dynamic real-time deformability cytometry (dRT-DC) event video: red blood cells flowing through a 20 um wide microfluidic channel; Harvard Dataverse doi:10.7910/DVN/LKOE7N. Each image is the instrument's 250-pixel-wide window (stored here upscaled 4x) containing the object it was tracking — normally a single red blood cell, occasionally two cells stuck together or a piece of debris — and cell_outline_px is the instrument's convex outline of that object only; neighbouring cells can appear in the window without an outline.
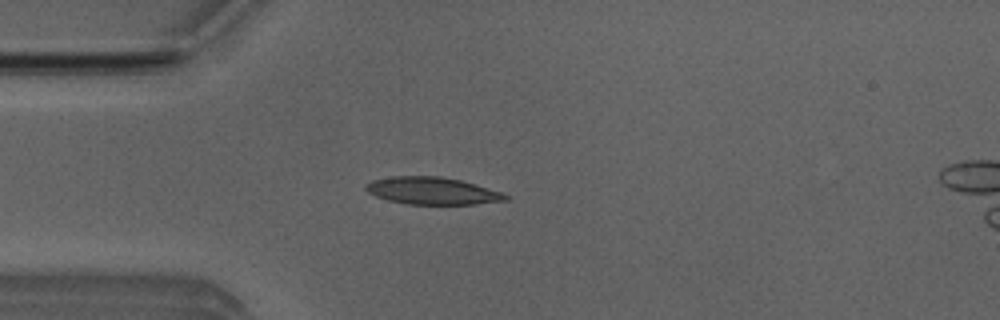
{"species": "Egyptian fruit bat (a non-hibernating species)", "species_latin": "Rousettus aegyptiacus", "temperature_condition": "room temperature", "stored_images_in_passage": 30, "camera_frame_rate_fps": 3000, "um_per_image_px": 0.085, "animal": {"sex": "male"}, "frame": {"image": 1, "passage_image": 3, "time_ms": 0.667, "image_size_px": [1000, 320], "cell_outline_px": [[508, 200], [476, 204], [408, 204], [388, 200], [376, 196], [368, 192], [364, 188], [364, 184], [372, 180], [392, 176], [440, 176], [460, 180], [504, 192], [508, 196]], "centroid_in_image_um": [36.74, 16.22], "position_along_channel_um": 48.3, "area_um2": 22.25}}
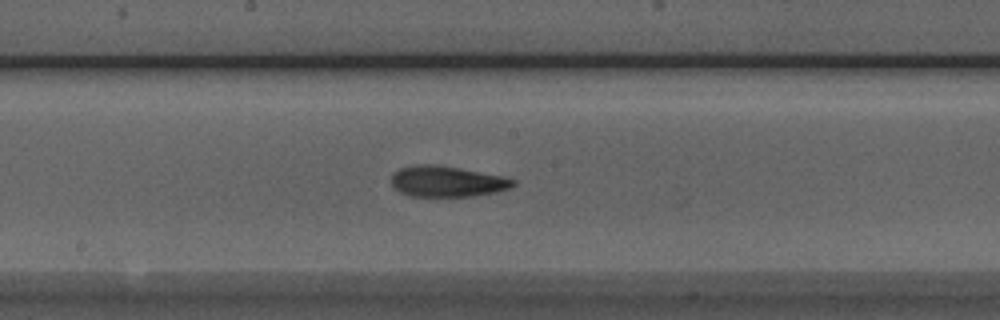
{"frame": {"image": 2, "passage_image": 16, "time_ms": 5.0, "image_size_px": [1000, 320], "cell_outline_px": [[516, 184], [508, 188], [496, 192], [472, 196], [408, 196], [400, 192], [392, 184], [392, 172], [400, 168], [420, 164], [432, 164], [460, 168], [500, 176], [516, 180]], "centroid_in_image_um": [37.97, 15.42], "position_along_channel_um": 210.2, "area_um2": 21.68}}
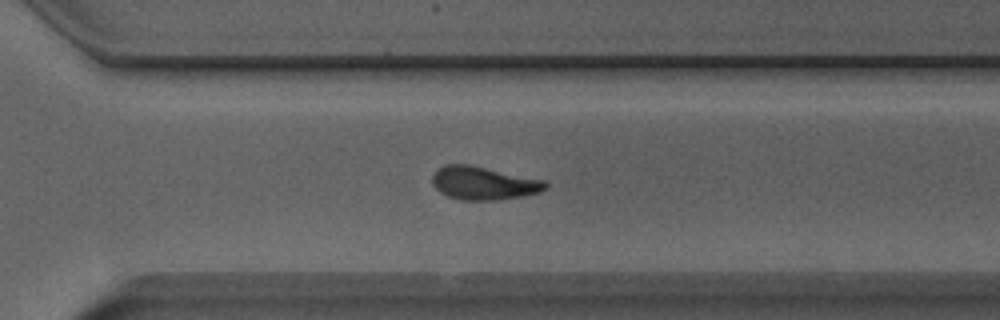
{"frame": {"image": 3, "passage_image": 25, "time_ms": 8.0, "image_size_px": [1000, 320], "cell_outline_px": [[548, 188], [540, 192], [520, 196], [496, 200], [460, 200], [448, 196], [440, 192], [432, 184], [432, 176], [440, 168], [448, 164], [468, 164], [544, 180], [548, 184]], "centroid_in_image_um": [41.11, 15.57], "position_along_channel_um": 329.5, "area_um2": 21.68}, "authors_computed_cell_mechanics": {"area_um2": 21.7039, "velocity_mm_per_s": 3.9884, "shape_relaxation_time_tau1_ms": 5.5401, "shape_relaxation_time_tau2_ms": 2.6078, "deformation_change_tau1": 0.201, "deformation_change_tau2": 0.1093}}